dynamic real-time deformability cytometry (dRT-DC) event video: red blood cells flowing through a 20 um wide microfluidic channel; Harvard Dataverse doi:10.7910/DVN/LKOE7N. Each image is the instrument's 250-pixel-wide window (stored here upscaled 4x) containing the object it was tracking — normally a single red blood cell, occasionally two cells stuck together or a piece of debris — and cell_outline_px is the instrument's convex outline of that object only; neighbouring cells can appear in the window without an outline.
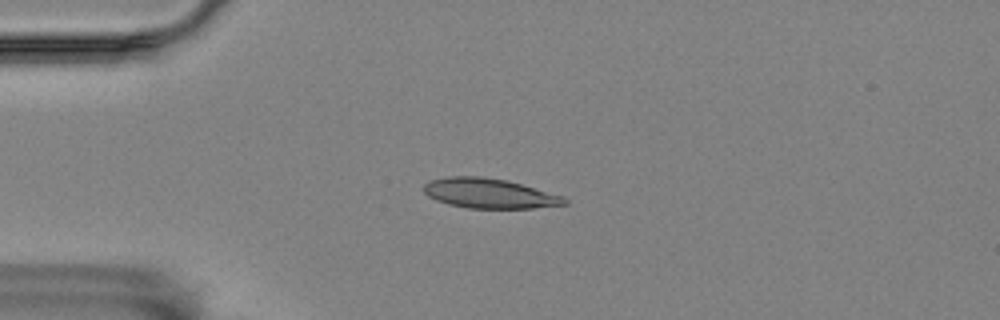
{"species": "Egyptian fruit bat (a non-hibernating species)", "species_latin": "Rousettus aegyptiacus", "temperature_condition": "room temperature", "stored_images_in_passage": 5, "camera_frame_rate_fps": 3000, "um_per_image_px": 0.085, "animal": {"sex": "female"}, "frame": {"image": 1, "passage_image": 3, "time_ms": 0.667, "image_size_px": [1000, 320], "cell_outline_px": [[568, 204], [532, 208], [468, 208], [448, 204], [436, 200], [428, 196], [424, 192], [424, 184], [432, 180], [448, 176], [480, 176], [508, 180], [564, 196], [568, 200]], "centroid_in_image_um": [41.61, 16.43], "position_along_channel_um": 43.4, "area_um2": 24.51}}
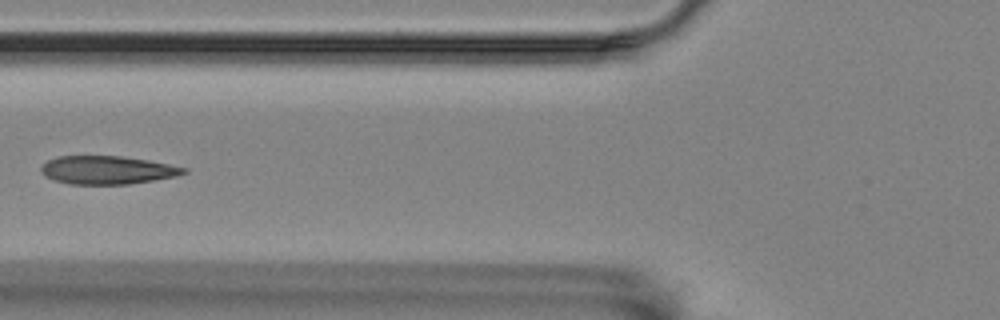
{"frame": {"image": 2, "passage_image": 5, "time_ms": 1.333, "image_size_px": [1000, 320], "cell_outline_px": [[188, 172], [176, 176], [128, 184], [68, 184], [44, 176], [40, 172], [40, 168], [48, 160], [60, 156], [120, 156], [148, 160], [188, 168]], "centroid_in_image_um": [9.11, 14.45], "position_along_channel_um": 116.7, "area_um2": 23.35}}